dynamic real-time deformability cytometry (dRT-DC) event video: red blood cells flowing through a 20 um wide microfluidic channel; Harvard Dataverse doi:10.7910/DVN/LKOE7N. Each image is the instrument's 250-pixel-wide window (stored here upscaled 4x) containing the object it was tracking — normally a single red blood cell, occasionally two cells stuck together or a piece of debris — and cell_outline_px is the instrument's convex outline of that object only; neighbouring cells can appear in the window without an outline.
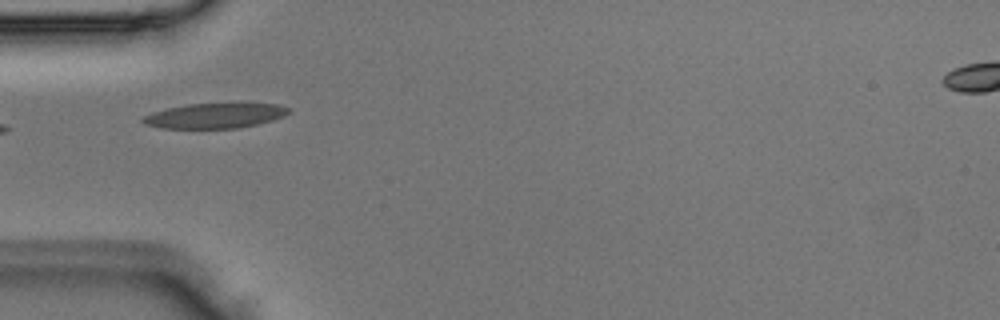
{"species": "Egyptian fruit bat (a non-hibernating species)", "species_latin": "Rousettus aegyptiacus", "temperature_condition": "room temperature", "stored_images_in_passage": 5, "camera_frame_rate_fps": 3000, "um_per_image_px": 0.085, "animal": {"sex": "male"}, "frame": {"image": 1, "passage_image": 4, "time_ms": 1.0, "image_size_px": [1000, 320], "cell_outline_px": [[292, 112], [284, 116], [272, 120], [240, 128], [160, 128], [144, 124], [140, 120], [144, 116], [152, 112], [168, 108], [188, 104], [232, 100], [240, 100], [280, 104], [288, 108]], "centroid_in_image_um": [18.36, 9.77], "position_along_channel_um": 66.6, "area_um2": 22.54}}
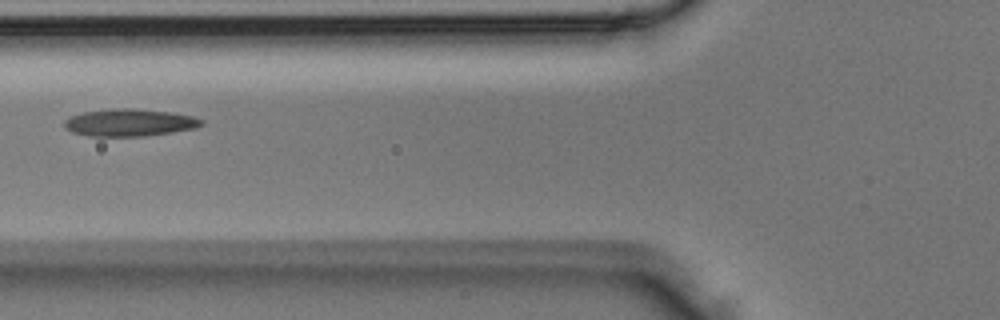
{"frame": {"image": 2, "passage_image": 5, "time_ms": 1.333, "image_size_px": [1000, 320], "cell_outline_px": [[204, 124], [196, 128], [172, 132], [144, 136], [88, 136], [72, 132], [64, 124], [64, 120], [72, 116], [84, 112], [116, 108], [132, 108], [172, 112], [192, 116], [204, 120]], "centroid_in_image_um": [11.05, 10.42], "position_along_channel_um": 114.7, "area_um2": 21.73}}